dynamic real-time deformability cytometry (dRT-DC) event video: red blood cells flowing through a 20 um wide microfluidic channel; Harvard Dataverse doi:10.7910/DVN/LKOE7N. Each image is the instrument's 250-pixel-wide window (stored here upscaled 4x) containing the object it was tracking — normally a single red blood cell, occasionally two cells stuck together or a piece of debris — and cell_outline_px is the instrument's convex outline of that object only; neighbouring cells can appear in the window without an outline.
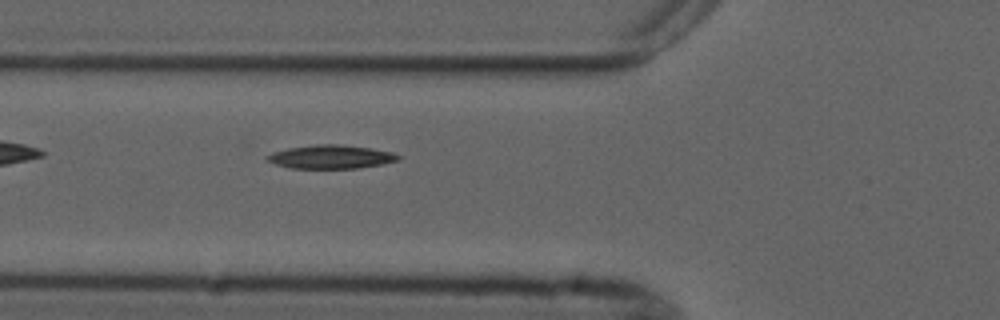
{"species": "common noctule bat (a hibernating species)", "species_latin": "Nyctalus noctula", "temperature_condition": "cold", "stored_images_in_passage": 5, "camera_frame_rate_fps": 3000, "um_per_image_px": 0.085, "animal": {"sex": "male", "forearm_length_mm": 52.5}, "frame": {"image": 1, "passage_image": 5, "time_ms": 5.0, "image_size_px": [1000, 320], "cell_outline_px": [[400, 160], [380, 164], [356, 168], [292, 168], [276, 164], [268, 160], [264, 156], [272, 152], [288, 148], [316, 144], [340, 144], [372, 148], [392, 152], [400, 156]], "centroid_in_image_um": [28.12, 13.32], "position_along_channel_um": 97.7, "area_um2": 17.92}}